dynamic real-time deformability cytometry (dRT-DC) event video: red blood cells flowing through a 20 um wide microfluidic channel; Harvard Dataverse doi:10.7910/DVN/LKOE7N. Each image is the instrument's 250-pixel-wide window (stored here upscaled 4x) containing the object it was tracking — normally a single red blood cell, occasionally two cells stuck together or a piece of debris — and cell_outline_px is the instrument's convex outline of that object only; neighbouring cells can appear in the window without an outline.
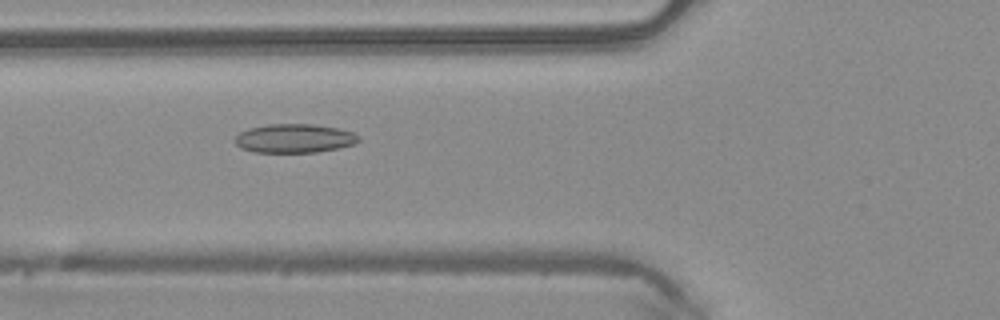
{"species": "common noctule bat (a hibernating species)", "species_latin": "Nyctalus noctula", "temperature_condition": "warm", "stored_images_in_passage": 43, "camera_frame_rate_fps": 3000, "um_per_image_px": 0.085, "animal": {"sex": "male", "body_mass_g": 20.4}, "frame": {"image": 1, "passage_image": 12, "time_ms": 3.667, "image_size_px": [1000, 320], "cell_outline_px": [[360, 140], [352, 144], [340, 148], [316, 152], [256, 152], [240, 148], [232, 140], [240, 132], [248, 128], [268, 124], [312, 124], [336, 128], [352, 132], [360, 136]], "centroid_in_image_um": [24.99, 11.76], "position_along_channel_um": 100.8, "area_um2": 20.81}}
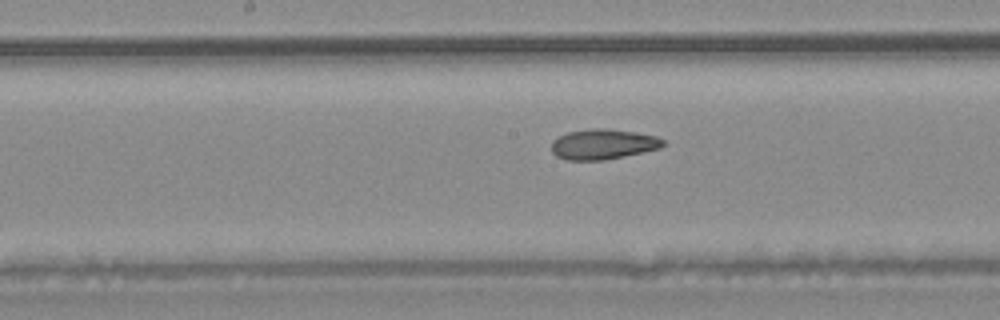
{"frame": {"image": 2, "passage_image": 19, "time_ms": 6.0, "image_size_px": [1000, 320], "cell_outline_px": [[668, 144], [660, 148], [624, 156], [604, 160], [564, 160], [556, 156], [552, 152], [552, 140], [568, 132], [592, 128], [608, 128], [636, 132], [656, 136], [664, 140]], "centroid_in_image_um": [51.27, 12.25], "position_along_channel_um": 196.9, "area_um2": 19.83}}
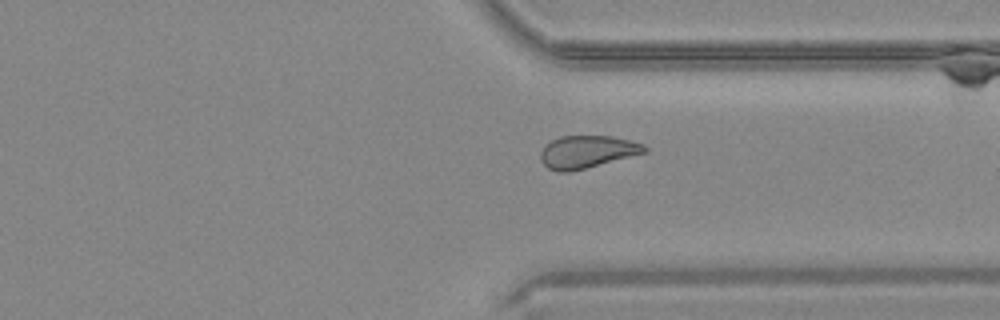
{"frame": {"image": 3, "passage_image": 31, "time_ms": 10.0, "image_size_px": [1000, 320], "cell_outline_px": [[648, 152], [568, 172], [556, 172], [548, 168], [540, 160], [540, 152], [552, 140], [560, 136], [612, 136], [644, 144], [648, 148]], "centroid_in_image_um": [49.91, 12.9], "position_along_channel_um": 361.5, "area_um2": 19.54}, "authors_computed_cell_mechanics": {"area_um2": 20.808, "velocity_mm_per_s": 4.1125, "shape_relaxation_time_tau1_ms": null, "shape_relaxation_time_tau2_ms": 2.3962, "deformation_change_tau1": null, "deformation_change_tau2": 0.0878}}